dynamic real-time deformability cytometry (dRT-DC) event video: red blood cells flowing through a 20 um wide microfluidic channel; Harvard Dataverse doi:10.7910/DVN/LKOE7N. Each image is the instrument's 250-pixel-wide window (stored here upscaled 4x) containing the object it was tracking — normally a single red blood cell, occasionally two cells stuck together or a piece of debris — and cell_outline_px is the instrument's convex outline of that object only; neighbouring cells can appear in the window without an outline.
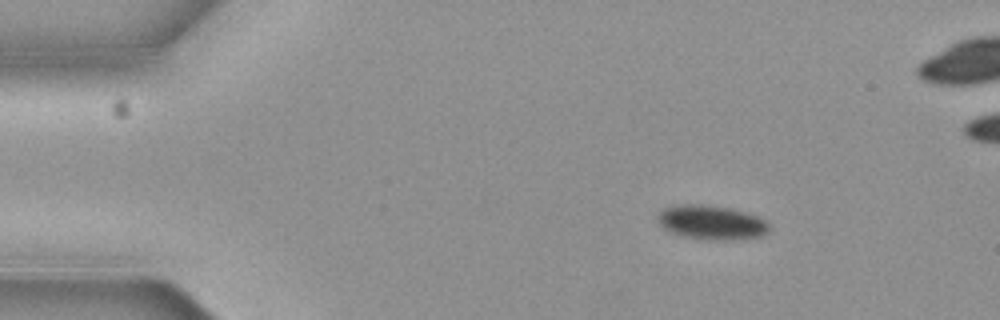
{"species": "common noctule bat (a hibernating species)", "species_latin": "Nyctalus noctula", "temperature_condition": "cold", "stored_images_in_passage": 4, "camera_frame_rate_fps": 3000, "um_per_image_px": 0.085, "animal": {"sex": "female", "body_mass_g": 19.3, "forearm_length_mm": 54.1}, "frame": {"image": 1, "passage_image": 1, "time_ms": 0.0, "image_size_px": [1000, 320], "cell_outline_px": [[772, 228], [768, 232], [760, 236], [728, 240], [712, 240], [684, 236], [672, 232], [664, 228], [660, 224], [660, 212], [664, 208], [676, 204], [700, 204], [728, 208], [744, 212], [756, 216], [764, 220]], "centroid_in_image_um": [60.5, 18.9], "position_along_channel_um": 24.5, "area_um2": 21.85}}